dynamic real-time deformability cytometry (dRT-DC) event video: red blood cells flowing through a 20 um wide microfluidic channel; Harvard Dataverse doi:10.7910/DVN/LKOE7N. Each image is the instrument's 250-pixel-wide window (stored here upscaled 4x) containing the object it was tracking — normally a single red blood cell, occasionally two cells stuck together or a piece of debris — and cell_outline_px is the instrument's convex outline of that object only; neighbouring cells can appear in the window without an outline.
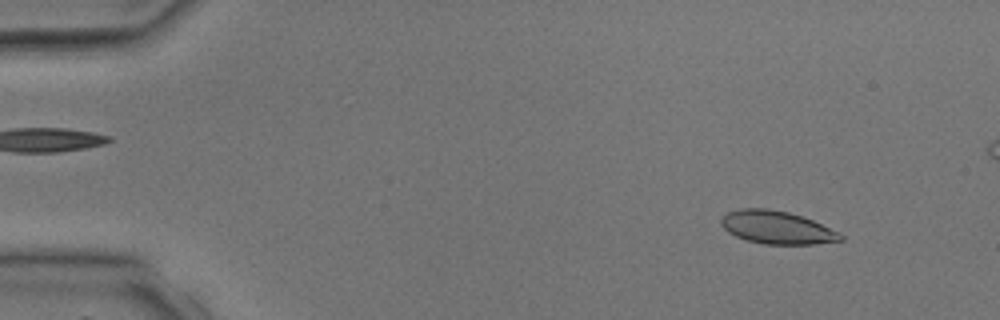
{"species": "common noctule bat (a hibernating species)", "species_latin": "Nyctalus noctula", "temperature_condition": "room temperature", "stored_images_in_passage": 4, "camera_frame_rate_fps": 3000, "um_per_image_px": 0.085, "animal": {"sex": "male", "body_mass_g": 17.9, "forearm_length_mm": 54.2}, "frame": {"image": 1, "passage_image": 1, "time_ms": 0.0, "image_size_px": [1000, 320], "cell_outline_px": [[844, 240], [816, 244], [764, 244], [748, 240], [736, 236], [728, 232], [720, 224], [720, 220], [728, 212], [740, 208], [768, 208], [788, 212], [812, 220], [840, 232], [844, 236]], "centroid_in_image_um": [66.05, 19.33], "position_along_channel_um": 19.0, "area_um2": 22.89}}